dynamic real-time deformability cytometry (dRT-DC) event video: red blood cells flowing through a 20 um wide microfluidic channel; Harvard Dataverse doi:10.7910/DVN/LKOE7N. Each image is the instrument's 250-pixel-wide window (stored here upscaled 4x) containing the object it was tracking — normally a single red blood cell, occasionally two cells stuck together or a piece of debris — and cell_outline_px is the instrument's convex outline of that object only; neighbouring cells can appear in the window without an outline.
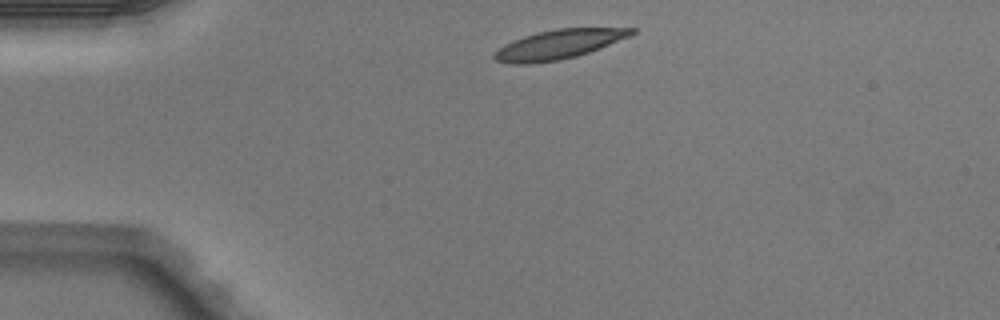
{"species": "Egyptian fruit bat (a non-hibernating species)", "species_latin": "Rousettus aegyptiacus", "temperature_condition": "warm", "stored_images_in_passage": 2, "camera_frame_rate_fps": 3000, "um_per_image_px": 0.085, "animal": {"sex": "male"}, "frame": {"image": 1, "passage_image": 1, "time_ms": 0.0, "image_size_px": [1000, 320], "cell_outline_px": [[640, 28], [636, 32], [628, 36], [600, 48], [576, 56], [560, 60], [532, 64], [512, 64], [496, 60], [492, 56], [504, 44], [512, 40], [536, 32], [556, 28]], "centroid_in_image_um": [47.47, 3.77], "position_along_channel_um": 37.5, "area_um2": 23.35}}